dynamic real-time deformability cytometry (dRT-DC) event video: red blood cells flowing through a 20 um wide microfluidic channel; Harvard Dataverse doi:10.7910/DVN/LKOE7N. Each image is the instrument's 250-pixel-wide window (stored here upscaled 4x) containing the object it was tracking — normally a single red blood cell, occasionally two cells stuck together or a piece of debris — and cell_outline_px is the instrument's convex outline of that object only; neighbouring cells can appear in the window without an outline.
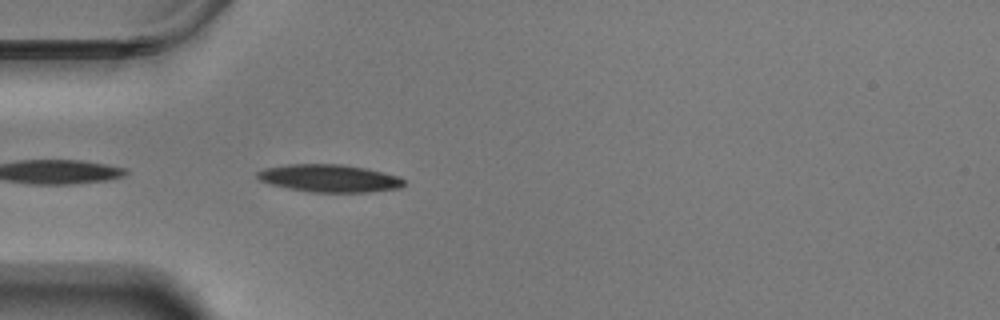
{"species": "Egyptian fruit bat (a non-hibernating species)", "species_latin": "Rousettus aegyptiacus", "temperature_condition": "warm", "stored_images_in_passage": 29, "camera_frame_rate_fps": 3000, "um_per_image_px": 0.085, "animal": {"sex": "male"}, "frame": {"image": 1, "passage_image": 2, "time_ms": 0.333, "image_size_px": [1000, 320], "cell_outline_px": [[404, 184], [400, 188], [368, 192], [312, 192], [288, 188], [272, 184], [260, 180], [256, 176], [256, 172], [264, 168], [288, 164], [340, 164], [364, 168], [400, 176], [404, 180]], "centroid_in_image_um": [27.99, 15.15], "position_along_channel_um": 57.0, "area_um2": 23.47}}
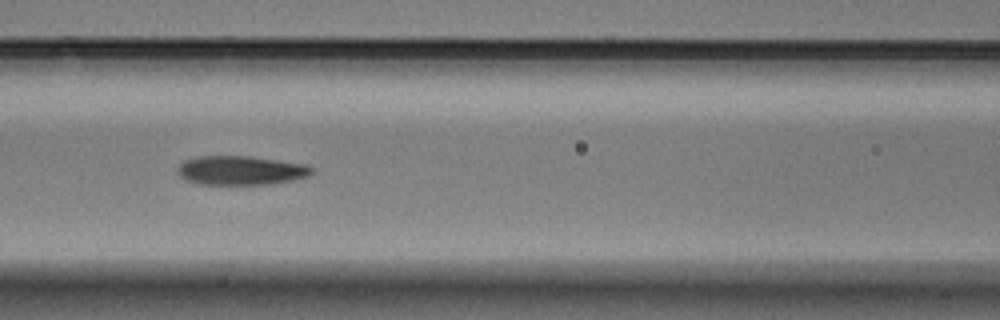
{"frame": {"image": 2, "passage_image": 10, "time_ms": 3.0, "image_size_px": [1000, 320], "cell_outline_px": [[312, 172], [308, 176], [268, 184], [200, 184], [188, 180], [180, 176], [176, 172], [176, 168], [184, 160], [196, 156], [248, 156], [304, 164], [312, 168]], "centroid_in_image_um": [20.39, 14.47], "position_along_channel_um": 146.2, "area_um2": 22.43}}
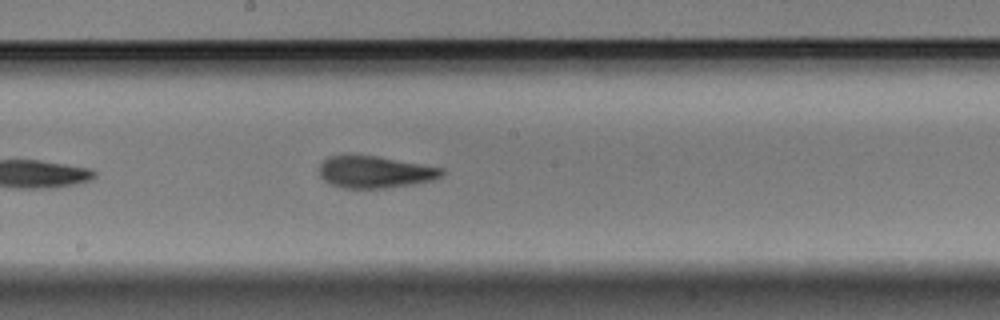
{"frame": {"image": 3, "passage_image": 16, "time_ms": 5.0, "image_size_px": [1000, 320], "cell_outline_px": [[444, 176], [432, 180], [412, 184], [384, 188], [344, 188], [328, 184], [320, 176], [320, 164], [328, 156], [376, 156], [444, 168]], "centroid_in_image_um": [31.88, 14.63], "position_along_channel_um": 216.3, "area_um2": 22.66}, "authors_computed_cell_mechanics": {"area_um2": 22.6576, "velocity_mm_per_s": 3.5346, "shape_relaxation_time_tau1_ms": 2.6326, "shape_relaxation_time_tau2_ms": 2.4006, "deformation_change_tau1": 0.1403, "deformation_change_tau2": 0.1005}}